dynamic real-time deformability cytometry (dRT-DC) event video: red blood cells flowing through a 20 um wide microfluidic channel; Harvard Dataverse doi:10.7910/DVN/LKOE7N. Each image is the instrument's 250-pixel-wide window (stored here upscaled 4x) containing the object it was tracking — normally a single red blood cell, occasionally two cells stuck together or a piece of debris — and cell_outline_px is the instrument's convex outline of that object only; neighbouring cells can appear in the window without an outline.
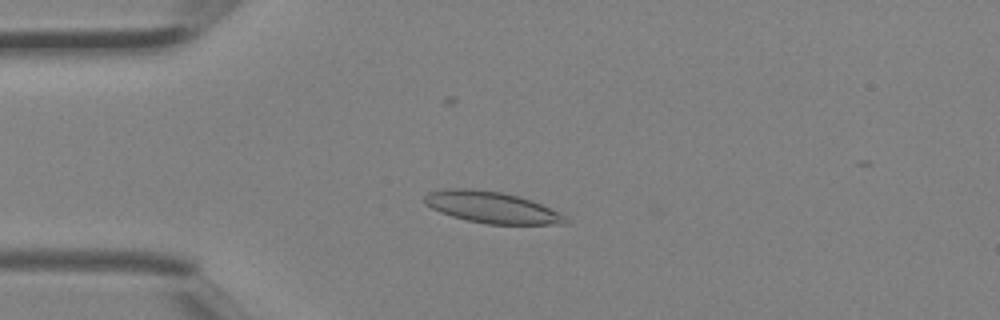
{"species": "Egyptian fruit bat (a non-hibernating species)", "species_latin": "Rousettus aegyptiacus", "temperature_condition": "room temperature", "stored_images_in_passage": 4, "camera_frame_rate_fps": 3000, "um_per_image_px": 0.085, "animal": {"sex": "female"}, "frame": {"image": 1, "passage_image": 3, "time_ms": 0.667, "image_size_px": [1000, 320], "cell_outline_px": [[568, 224], [488, 224], [468, 220], [452, 216], [440, 212], [424, 204], [424, 196], [428, 192], [448, 188], [472, 188], [504, 192], [532, 200], [564, 216], [568, 220]], "centroid_in_image_um": [41.75, 17.61], "position_along_channel_um": 43.3, "area_um2": 25.72}}